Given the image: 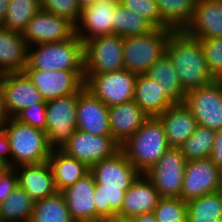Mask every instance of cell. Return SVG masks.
<instances>
[{
	"instance_id": "1f68e13d",
	"label": "cell",
	"mask_w": 222,
	"mask_h": 222,
	"mask_svg": "<svg viewBox=\"0 0 222 222\" xmlns=\"http://www.w3.org/2000/svg\"><path fill=\"white\" fill-rule=\"evenodd\" d=\"M29 222H74L61 192L34 202Z\"/></svg>"
},
{
	"instance_id": "836d02e7",
	"label": "cell",
	"mask_w": 222,
	"mask_h": 222,
	"mask_svg": "<svg viewBox=\"0 0 222 222\" xmlns=\"http://www.w3.org/2000/svg\"><path fill=\"white\" fill-rule=\"evenodd\" d=\"M41 10V0H9L2 27L23 33L28 22Z\"/></svg>"
},
{
	"instance_id": "ffe728a7",
	"label": "cell",
	"mask_w": 222,
	"mask_h": 222,
	"mask_svg": "<svg viewBox=\"0 0 222 222\" xmlns=\"http://www.w3.org/2000/svg\"><path fill=\"white\" fill-rule=\"evenodd\" d=\"M160 198L151 180L145 174H140L126 191L117 217L131 219L136 215L153 213Z\"/></svg>"
},
{
	"instance_id": "6da1fadb",
	"label": "cell",
	"mask_w": 222,
	"mask_h": 222,
	"mask_svg": "<svg viewBox=\"0 0 222 222\" xmlns=\"http://www.w3.org/2000/svg\"><path fill=\"white\" fill-rule=\"evenodd\" d=\"M166 54L172 61L180 85L186 93L216 80L208 69L200 42L184 31L171 33Z\"/></svg>"
},
{
	"instance_id": "816d5d0a",
	"label": "cell",
	"mask_w": 222,
	"mask_h": 222,
	"mask_svg": "<svg viewBox=\"0 0 222 222\" xmlns=\"http://www.w3.org/2000/svg\"><path fill=\"white\" fill-rule=\"evenodd\" d=\"M91 222H109V220H95V221H91Z\"/></svg>"
},
{
	"instance_id": "44dd1931",
	"label": "cell",
	"mask_w": 222,
	"mask_h": 222,
	"mask_svg": "<svg viewBox=\"0 0 222 222\" xmlns=\"http://www.w3.org/2000/svg\"><path fill=\"white\" fill-rule=\"evenodd\" d=\"M184 32L196 39L222 37V0H197Z\"/></svg>"
},
{
	"instance_id": "3957f363",
	"label": "cell",
	"mask_w": 222,
	"mask_h": 222,
	"mask_svg": "<svg viewBox=\"0 0 222 222\" xmlns=\"http://www.w3.org/2000/svg\"><path fill=\"white\" fill-rule=\"evenodd\" d=\"M34 46L28 47L25 69L84 70V44L76 34L64 41Z\"/></svg>"
},
{
	"instance_id": "f907efd6",
	"label": "cell",
	"mask_w": 222,
	"mask_h": 222,
	"mask_svg": "<svg viewBox=\"0 0 222 222\" xmlns=\"http://www.w3.org/2000/svg\"><path fill=\"white\" fill-rule=\"evenodd\" d=\"M219 191L222 192V170L220 172V185H219Z\"/></svg>"
},
{
	"instance_id": "cb8c5ba5",
	"label": "cell",
	"mask_w": 222,
	"mask_h": 222,
	"mask_svg": "<svg viewBox=\"0 0 222 222\" xmlns=\"http://www.w3.org/2000/svg\"><path fill=\"white\" fill-rule=\"evenodd\" d=\"M111 136L122 146L149 118L134 100L108 107Z\"/></svg>"
},
{
	"instance_id": "7a4b0ae2",
	"label": "cell",
	"mask_w": 222,
	"mask_h": 222,
	"mask_svg": "<svg viewBox=\"0 0 222 222\" xmlns=\"http://www.w3.org/2000/svg\"><path fill=\"white\" fill-rule=\"evenodd\" d=\"M170 148L161 122L149 117L121 150L140 174H146Z\"/></svg>"
},
{
	"instance_id": "4dcf8cb0",
	"label": "cell",
	"mask_w": 222,
	"mask_h": 222,
	"mask_svg": "<svg viewBox=\"0 0 222 222\" xmlns=\"http://www.w3.org/2000/svg\"><path fill=\"white\" fill-rule=\"evenodd\" d=\"M34 200L18 185L13 192L0 203L1 222H29Z\"/></svg>"
},
{
	"instance_id": "484cf974",
	"label": "cell",
	"mask_w": 222,
	"mask_h": 222,
	"mask_svg": "<svg viewBox=\"0 0 222 222\" xmlns=\"http://www.w3.org/2000/svg\"><path fill=\"white\" fill-rule=\"evenodd\" d=\"M133 100L148 117H156L174 105L147 74L137 75Z\"/></svg>"
},
{
	"instance_id": "d6986e66",
	"label": "cell",
	"mask_w": 222,
	"mask_h": 222,
	"mask_svg": "<svg viewBox=\"0 0 222 222\" xmlns=\"http://www.w3.org/2000/svg\"><path fill=\"white\" fill-rule=\"evenodd\" d=\"M95 185L94 176L89 171L72 186L61 191L74 222H91L96 220Z\"/></svg>"
},
{
	"instance_id": "ba28073f",
	"label": "cell",
	"mask_w": 222,
	"mask_h": 222,
	"mask_svg": "<svg viewBox=\"0 0 222 222\" xmlns=\"http://www.w3.org/2000/svg\"><path fill=\"white\" fill-rule=\"evenodd\" d=\"M83 44L85 73H107L124 69L123 37L109 34L86 40Z\"/></svg>"
},
{
	"instance_id": "60d3db41",
	"label": "cell",
	"mask_w": 222,
	"mask_h": 222,
	"mask_svg": "<svg viewBox=\"0 0 222 222\" xmlns=\"http://www.w3.org/2000/svg\"><path fill=\"white\" fill-rule=\"evenodd\" d=\"M14 118L46 132V101L23 109Z\"/></svg>"
},
{
	"instance_id": "2e32d148",
	"label": "cell",
	"mask_w": 222,
	"mask_h": 222,
	"mask_svg": "<svg viewBox=\"0 0 222 222\" xmlns=\"http://www.w3.org/2000/svg\"><path fill=\"white\" fill-rule=\"evenodd\" d=\"M119 0H96L81 10V16L75 25V34L83 42L99 36L113 34L114 9Z\"/></svg>"
},
{
	"instance_id": "603a6c76",
	"label": "cell",
	"mask_w": 222,
	"mask_h": 222,
	"mask_svg": "<svg viewBox=\"0 0 222 222\" xmlns=\"http://www.w3.org/2000/svg\"><path fill=\"white\" fill-rule=\"evenodd\" d=\"M161 122L170 147L179 148L198 127L192 111L184 104H174L156 116Z\"/></svg>"
},
{
	"instance_id": "ab89813d",
	"label": "cell",
	"mask_w": 222,
	"mask_h": 222,
	"mask_svg": "<svg viewBox=\"0 0 222 222\" xmlns=\"http://www.w3.org/2000/svg\"><path fill=\"white\" fill-rule=\"evenodd\" d=\"M130 12L145 18L155 28H161V17L155 0H119Z\"/></svg>"
},
{
	"instance_id": "d4e9b609",
	"label": "cell",
	"mask_w": 222,
	"mask_h": 222,
	"mask_svg": "<svg viewBox=\"0 0 222 222\" xmlns=\"http://www.w3.org/2000/svg\"><path fill=\"white\" fill-rule=\"evenodd\" d=\"M27 56L28 45L23 34L0 26V75L22 73Z\"/></svg>"
},
{
	"instance_id": "bcb514c9",
	"label": "cell",
	"mask_w": 222,
	"mask_h": 222,
	"mask_svg": "<svg viewBox=\"0 0 222 222\" xmlns=\"http://www.w3.org/2000/svg\"><path fill=\"white\" fill-rule=\"evenodd\" d=\"M132 222H158L154 213L136 215L131 218Z\"/></svg>"
},
{
	"instance_id": "4316f807",
	"label": "cell",
	"mask_w": 222,
	"mask_h": 222,
	"mask_svg": "<svg viewBox=\"0 0 222 222\" xmlns=\"http://www.w3.org/2000/svg\"><path fill=\"white\" fill-rule=\"evenodd\" d=\"M146 74L160 85L163 93L174 104L184 103L186 92L182 89L178 73L166 53L151 65Z\"/></svg>"
},
{
	"instance_id": "4fadbf2b",
	"label": "cell",
	"mask_w": 222,
	"mask_h": 222,
	"mask_svg": "<svg viewBox=\"0 0 222 222\" xmlns=\"http://www.w3.org/2000/svg\"><path fill=\"white\" fill-rule=\"evenodd\" d=\"M28 47L41 43H54L75 35V25L64 17L40 10L23 31Z\"/></svg>"
},
{
	"instance_id": "f1b7e54d",
	"label": "cell",
	"mask_w": 222,
	"mask_h": 222,
	"mask_svg": "<svg viewBox=\"0 0 222 222\" xmlns=\"http://www.w3.org/2000/svg\"><path fill=\"white\" fill-rule=\"evenodd\" d=\"M161 17V28L184 31L190 24L197 0H155Z\"/></svg>"
},
{
	"instance_id": "8d00e7d4",
	"label": "cell",
	"mask_w": 222,
	"mask_h": 222,
	"mask_svg": "<svg viewBox=\"0 0 222 222\" xmlns=\"http://www.w3.org/2000/svg\"><path fill=\"white\" fill-rule=\"evenodd\" d=\"M153 213L158 222H187V202L180 198L161 197Z\"/></svg>"
},
{
	"instance_id": "ac0fdd59",
	"label": "cell",
	"mask_w": 222,
	"mask_h": 222,
	"mask_svg": "<svg viewBox=\"0 0 222 222\" xmlns=\"http://www.w3.org/2000/svg\"><path fill=\"white\" fill-rule=\"evenodd\" d=\"M76 130L111 136L108 106L85 87L78 93Z\"/></svg>"
},
{
	"instance_id": "f35d334b",
	"label": "cell",
	"mask_w": 222,
	"mask_h": 222,
	"mask_svg": "<svg viewBox=\"0 0 222 222\" xmlns=\"http://www.w3.org/2000/svg\"><path fill=\"white\" fill-rule=\"evenodd\" d=\"M41 10L64 17L74 25L81 16V9L76 0H41Z\"/></svg>"
},
{
	"instance_id": "d590c367",
	"label": "cell",
	"mask_w": 222,
	"mask_h": 222,
	"mask_svg": "<svg viewBox=\"0 0 222 222\" xmlns=\"http://www.w3.org/2000/svg\"><path fill=\"white\" fill-rule=\"evenodd\" d=\"M126 190L102 189V185H95L94 203L96 220H109L117 217L121 210Z\"/></svg>"
},
{
	"instance_id": "74e56055",
	"label": "cell",
	"mask_w": 222,
	"mask_h": 222,
	"mask_svg": "<svg viewBox=\"0 0 222 222\" xmlns=\"http://www.w3.org/2000/svg\"><path fill=\"white\" fill-rule=\"evenodd\" d=\"M203 49L209 71L222 79V37L197 39Z\"/></svg>"
},
{
	"instance_id": "277c9868",
	"label": "cell",
	"mask_w": 222,
	"mask_h": 222,
	"mask_svg": "<svg viewBox=\"0 0 222 222\" xmlns=\"http://www.w3.org/2000/svg\"><path fill=\"white\" fill-rule=\"evenodd\" d=\"M11 148V168L48 161L52 149L44 130L10 118L5 126Z\"/></svg>"
},
{
	"instance_id": "9c48e42d",
	"label": "cell",
	"mask_w": 222,
	"mask_h": 222,
	"mask_svg": "<svg viewBox=\"0 0 222 222\" xmlns=\"http://www.w3.org/2000/svg\"><path fill=\"white\" fill-rule=\"evenodd\" d=\"M184 104L199 126L214 131L222 129V79L188 91Z\"/></svg>"
},
{
	"instance_id": "c3c4849f",
	"label": "cell",
	"mask_w": 222,
	"mask_h": 222,
	"mask_svg": "<svg viewBox=\"0 0 222 222\" xmlns=\"http://www.w3.org/2000/svg\"><path fill=\"white\" fill-rule=\"evenodd\" d=\"M96 0H76L79 8L82 10L85 7L92 5Z\"/></svg>"
},
{
	"instance_id": "8992f818",
	"label": "cell",
	"mask_w": 222,
	"mask_h": 222,
	"mask_svg": "<svg viewBox=\"0 0 222 222\" xmlns=\"http://www.w3.org/2000/svg\"><path fill=\"white\" fill-rule=\"evenodd\" d=\"M78 94L46 102V134L52 150H61L76 131Z\"/></svg>"
},
{
	"instance_id": "30bf717a",
	"label": "cell",
	"mask_w": 222,
	"mask_h": 222,
	"mask_svg": "<svg viewBox=\"0 0 222 222\" xmlns=\"http://www.w3.org/2000/svg\"><path fill=\"white\" fill-rule=\"evenodd\" d=\"M23 72L46 102L59 97L78 94L85 85L84 70L41 71L24 69Z\"/></svg>"
},
{
	"instance_id": "7402d4cb",
	"label": "cell",
	"mask_w": 222,
	"mask_h": 222,
	"mask_svg": "<svg viewBox=\"0 0 222 222\" xmlns=\"http://www.w3.org/2000/svg\"><path fill=\"white\" fill-rule=\"evenodd\" d=\"M19 186L34 200L44 199L58 192L48 161L15 167Z\"/></svg>"
},
{
	"instance_id": "9a60e30c",
	"label": "cell",
	"mask_w": 222,
	"mask_h": 222,
	"mask_svg": "<svg viewBox=\"0 0 222 222\" xmlns=\"http://www.w3.org/2000/svg\"><path fill=\"white\" fill-rule=\"evenodd\" d=\"M95 183L102 189L128 190L140 173L120 150L114 156L103 159L90 168Z\"/></svg>"
},
{
	"instance_id": "7dc6e473",
	"label": "cell",
	"mask_w": 222,
	"mask_h": 222,
	"mask_svg": "<svg viewBox=\"0 0 222 222\" xmlns=\"http://www.w3.org/2000/svg\"><path fill=\"white\" fill-rule=\"evenodd\" d=\"M9 5V0H0V26H2L7 8Z\"/></svg>"
},
{
	"instance_id": "b9f144b4",
	"label": "cell",
	"mask_w": 222,
	"mask_h": 222,
	"mask_svg": "<svg viewBox=\"0 0 222 222\" xmlns=\"http://www.w3.org/2000/svg\"><path fill=\"white\" fill-rule=\"evenodd\" d=\"M18 185V176L15 168L2 167L0 169V203H2Z\"/></svg>"
},
{
	"instance_id": "5bb4252c",
	"label": "cell",
	"mask_w": 222,
	"mask_h": 222,
	"mask_svg": "<svg viewBox=\"0 0 222 222\" xmlns=\"http://www.w3.org/2000/svg\"><path fill=\"white\" fill-rule=\"evenodd\" d=\"M220 172L210 158L187 161L179 198L187 202L219 191Z\"/></svg>"
},
{
	"instance_id": "f546056e",
	"label": "cell",
	"mask_w": 222,
	"mask_h": 222,
	"mask_svg": "<svg viewBox=\"0 0 222 222\" xmlns=\"http://www.w3.org/2000/svg\"><path fill=\"white\" fill-rule=\"evenodd\" d=\"M187 222H222V192L187 201Z\"/></svg>"
},
{
	"instance_id": "681fc988",
	"label": "cell",
	"mask_w": 222,
	"mask_h": 222,
	"mask_svg": "<svg viewBox=\"0 0 222 222\" xmlns=\"http://www.w3.org/2000/svg\"><path fill=\"white\" fill-rule=\"evenodd\" d=\"M109 222H132V221L131 219L115 217V218L109 219Z\"/></svg>"
},
{
	"instance_id": "7c38bea8",
	"label": "cell",
	"mask_w": 222,
	"mask_h": 222,
	"mask_svg": "<svg viewBox=\"0 0 222 222\" xmlns=\"http://www.w3.org/2000/svg\"><path fill=\"white\" fill-rule=\"evenodd\" d=\"M186 163L180 149L170 147L145 174L160 197H180Z\"/></svg>"
},
{
	"instance_id": "e0dca14e",
	"label": "cell",
	"mask_w": 222,
	"mask_h": 222,
	"mask_svg": "<svg viewBox=\"0 0 222 222\" xmlns=\"http://www.w3.org/2000/svg\"><path fill=\"white\" fill-rule=\"evenodd\" d=\"M0 82L4 91L6 109L11 118L23 109L44 101L24 72L0 75Z\"/></svg>"
},
{
	"instance_id": "7bdbcfd3",
	"label": "cell",
	"mask_w": 222,
	"mask_h": 222,
	"mask_svg": "<svg viewBox=\"0 0 222 222\" xmlns=\"http://www.w3.org/2000/svg\"><path fill=\"white\" fill-rule=\"evenodd\" d=\"M11 148L6 135V129L0 127V165L2 167H11Z\"/></svg>"
},
{
	"instance_id": "ee69618b",
	"label": "cell",
	"mask_w": 222,
	"mask_h": 222,
	"mask_svg": "<svg viewBox=\"0 0 222 222\" xmlns=\"http://www.w3.org/2000/svg\"><path fill=\"white\" fill-rule=\"evenodd\" d=\"M210 159L222 170V129L217 130L215 133L214 147Z\"/></svg>"
},
{
	"instance_id": "f6af8a7d",
	"label": "cell",
	"mask_w": 222,
	"mask_h": 222,
	"mask_svg": "<svg viewBox=\"0 0 222 222\" xmlns=\"http://www.w3.org/2000/svg\"><path fill=\"white\" fill-rule=\"evenodd\" d=\"M10 118L6 109L4 91L0 82V127L6 126Z\"/></svg>"
},
{
	"instance_id": "83f0119b",
	"label": "cell",
	"mask_w": 222,
	"mask_h": 222,
	"mask_svg": "<svg viewBox=\"0 0 222 222\" xmlns=\"http://www.w3.org/2000/svg\"><path fill=\"white\" fill-rule=\"evenodd\" d=\"M48 162L51 166L58 192L72 186L90 171L84 163L67 156L61 150H52Z\"/></svg>"
},
{
	"instance_id": "8fae6325",
	"label": "cell",
	"mask_w": 222,
	"mask_h": 222,
	"mask_svg": "<svg viewBox=\"0 0 222 222\" xmlns=\"http://www.w3.org/2000/svg\"><path fill=\"white\" fill-rule=\"evenodd\" d=\"M120 150L121 145L112 136L92 135L79 130L74 132L61 149L67 156L84 163L89 169Z\"/></svg>"
},
{
	"instance_id": "e575fe53",
	"label": "cell",
	"mask_w": 222,
	"mask_h": 222,
	"mask_svg": "<svg viewBox=\"0 0 222 222\" xmlns=\"http://www.w3.org/2000/svg\"><path fill=\"white\" fill-rule=\"evenodd\" d=\"M216 131L199 126L194 133L179 147L186 161L210 158Z\"/></svg>"
},
{
	"instance_id": "d6a6232c",
	"label": "cell",
	"mask_w": 222,
	"mask_h": 222,
	"mask_svg": "<svg viewBox=\"0 0 222 222\" xmlns=\"http://www.w3.org/2000/svg\"><path fill=\"white\" fill-rule=\"evenodd\" d=\"M113 34L127 38L152 32L155 27L145 18L130 12L122 4L114 9Z\"/></svg>"
},
{
	"instance_id": "5b68a950",
	"label": "cell",
	"mask_w": 222,
	"mask_h": 222,
	"mask_svg": "<svg viewBox=\"0 0 222 222\" xmlns=\"http://www.w3.org/2000/svg\"><path fill=\"white\" fill-rule=\"evenodd\" d=\"M173 30L155 28L140 36L123 38L124 69L134 74H146L151 65L166 53Z\"/></svg>"
},
{
	"instance_id": "52a82bcc",
	"label": "cell",
	"mask_w": 222,
	"mask_h": 222,
	"mask_svg": "<svg viewBox=\"0 0 222 222\" xmlns=\"http://www.w3.org/2000/svg\"><path fill=\"white\" fill-rule=\"evenodd\" d=\"M137 74L126 69L107 73H85V85L94 96L111 107L134 99Z\"/></svg>"
}]
</instances>
